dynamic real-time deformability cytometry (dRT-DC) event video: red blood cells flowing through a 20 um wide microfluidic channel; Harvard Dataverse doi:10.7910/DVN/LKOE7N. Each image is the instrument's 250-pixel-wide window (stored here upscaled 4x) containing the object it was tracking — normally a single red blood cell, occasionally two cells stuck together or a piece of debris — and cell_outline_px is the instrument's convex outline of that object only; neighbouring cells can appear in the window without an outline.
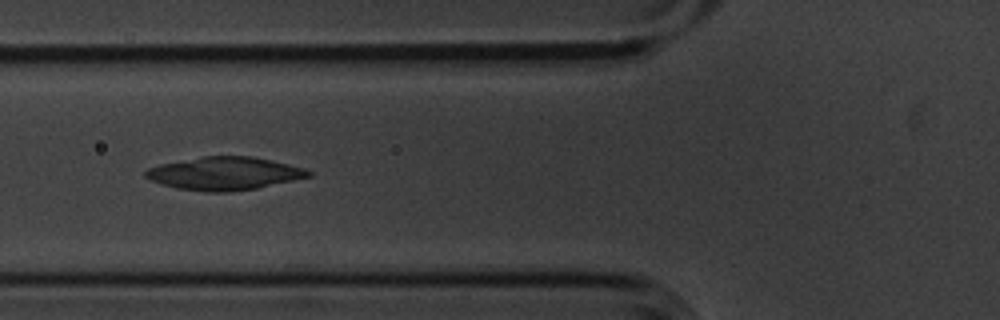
{"species": "common noctule bat (a hibernating species)", "species_latin": "Nyctalus noctula", "temperature_condition": "cold", "stored_images_in_passage": 15, "camera_frame_rate_fps": 3000, "um_per_image_px": 0.085, "animal": {"sex": "male", "body_mass_g": 20.1, "forearm_length_mm": 53.5}, "frame": {"image": 1, "passage_image": 6, "time_ms": 1.667, "image_size_px": [1000, 320], "cell_outline_px": [[312, 176], [256, 188], [228, 192], [208, 192], [176, 188], [152, 180], [144, 176], [144, 172], [148, 168], [160, 164], [204, 156], [252, 156], [272, 160], [304, 168], [312, 172]], "centroid_in_image_um": [19.09, 14.74], "position_along_channel_um": 106.7, "area_um2": 31.1}}
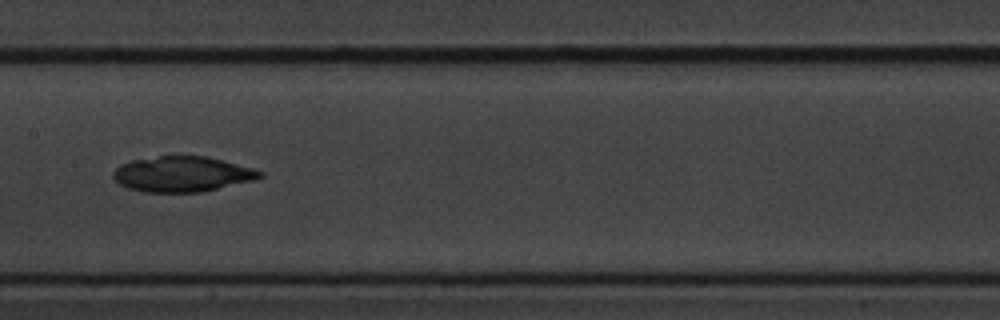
{"frame": {"image": 2, "passage_image": 8, "time_ms": 2.333, "image_size_px": [1000, 320], "cell_outline_px": [[264, 176], [256, 180], [200, 192], [144, 192], [128, 188], [120, 184], [112, 176], [112, 172], [120, 164], [132, 160], [160, 156], [208, 156], [252, 168], [264, 172]], "centroid_in_image_um": [15.5, 14.8], "position_along_channel_um": 191.9, "area_um2": 30.29}}
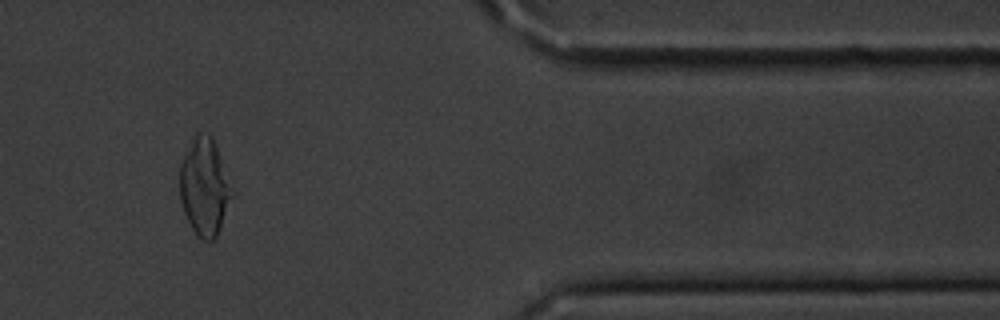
{"frame": {"image": 3, "passage_image": 13, "time_ms": 4.0, "image_size_px": [1000, 320], "cell_outline_px": [[236, 196], [216, 236], [212, 240], [200, 240], [196, 236], [184, 212], [180, 200], [180, 164], [196, 132], [208, 132], [212, 136], [236, 188]], "centroid_in_image_um": [17.46, 15.88], "position_along_channel_um": 393.9, "area_um2": 30.63}}